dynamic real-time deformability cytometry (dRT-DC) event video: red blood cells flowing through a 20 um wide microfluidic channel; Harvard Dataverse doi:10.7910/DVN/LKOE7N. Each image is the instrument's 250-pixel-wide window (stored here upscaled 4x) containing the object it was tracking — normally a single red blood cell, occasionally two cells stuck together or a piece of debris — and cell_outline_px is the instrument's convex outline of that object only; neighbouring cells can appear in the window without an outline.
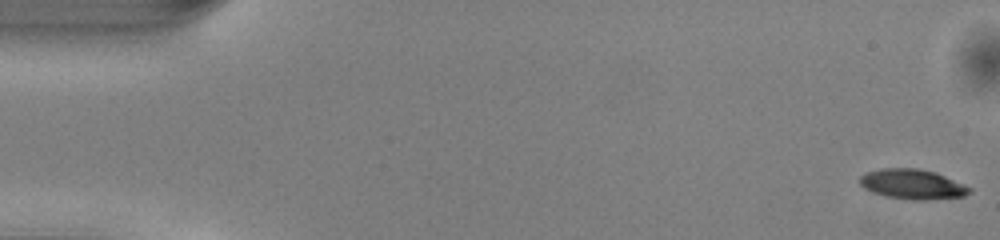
{"species": "common noctule bat (a hibernating species)", "species_latin": "Nyctalus noctula", "temperature_condition": "warm", "stored_images_in_passage": 15, "camera_frame_rate_fps": 3000, "um_per_image_px": 0.085, "animal": {"sex": "male", "body_mass_g": 13.0, "forearm_length_mm": 53.1}, "frame": {"image": 1, "passage_image": 1, "time_ms": 0.0, "image_size_px": [1000, 240], "cell_outline_px": [[972, 192], [964, 196], [924, 200], [908, 200], [888, 196], [872, 192], [864, 188], [860, 184], [860, 176], [864, 172], [880, 168], [916, 168], [936, 172], [972, 188]], "centroid_in_image_um": [77.54, 15.65], "position_along_channel_um": 7.5, "area_um2": 19.19}}